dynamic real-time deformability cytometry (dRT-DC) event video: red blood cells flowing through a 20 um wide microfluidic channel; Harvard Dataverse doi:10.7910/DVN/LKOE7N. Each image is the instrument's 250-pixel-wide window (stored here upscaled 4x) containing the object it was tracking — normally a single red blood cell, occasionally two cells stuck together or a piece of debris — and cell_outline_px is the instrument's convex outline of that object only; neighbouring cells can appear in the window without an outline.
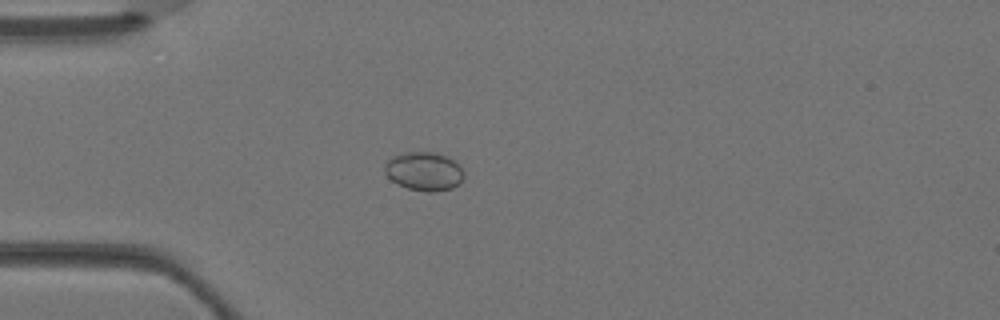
{"species": "Egyptian fruit bat (a non-hibernating species)", "species_latin": "Rousettus aegyptiacus", "temperature_condition": "warm", "stored_images_in_passage": 2, "camera_frame_rate_fps": 3000, "um_per_image_px": 0.085, "animal": {"sex": "female"}, "frame": {"image": 1, "passage_image": 2, "time_ms": 0.333, "image_size_px": [1000, 320], "cell_outline_px": [[464, 176], [460, 184], [452, 188], [432, 192], [424, 192], [408, 188], [396, 184], [384, 172], [384, 164], [392, 156], [404, 152], [432, 152], [448, 156], [456, 160], [464, 172]], "centroid_in_image_um": [36.06, 14.56], "position_along_channel_um": 48.9, "area_um2": 18.15}}